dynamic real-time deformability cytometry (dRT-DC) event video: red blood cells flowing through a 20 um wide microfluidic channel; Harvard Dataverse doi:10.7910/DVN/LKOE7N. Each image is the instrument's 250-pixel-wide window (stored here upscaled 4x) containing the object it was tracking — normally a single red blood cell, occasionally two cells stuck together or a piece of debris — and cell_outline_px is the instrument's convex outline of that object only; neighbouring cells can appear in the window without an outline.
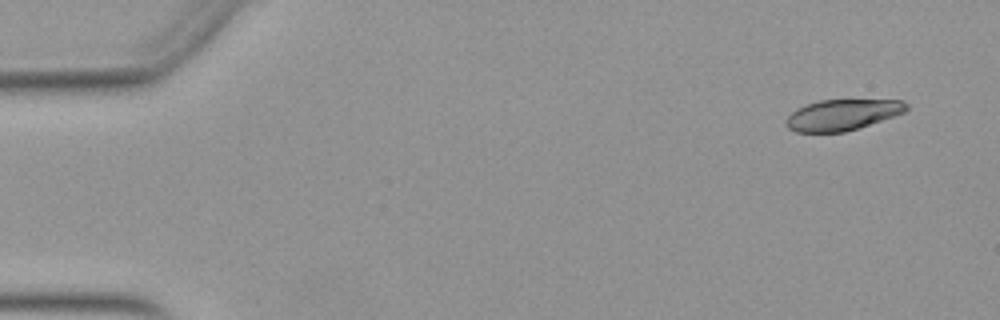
{"species": "Egyptian fruit bat (a non-hibernating species)", "species_latin": "Rousettus aegyptiacus", "temperature_condition": "warm", "stored_images_in_passage": 51, "segment_of_instrument_passage": [1, 2], "camera_frame_rate_fps": 3000, "um_per_image_px": 0.085, "animal": {"sex": "female"}, "frame": {"image": 1, "passage_image": 1, "time_ms": 0.0, "image_size_px": [1000, 320], "cell_outline_px": [[908, 108], [904, 112], [844, 132], [796, 132], [788, 128], [784, 124], [784, 120], [796, 108], [804, 104], [820, 100], [904, 100], [908, 104]], "centroid_in_image_um": [71.53, 9.75], "position_along_channel_um": 13.5, "area_um2": 21.56}}
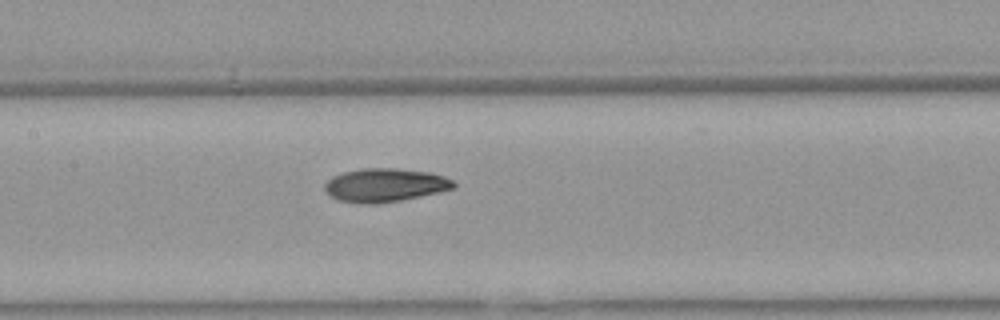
{"frame": {"image": 2, "passage_image": 23, "time_ms": 7.333, "image_size_px": [1000, 320], "cell_outline_px": [[456, 188], [440, 192], [400, 200], [376, 204], [356, 204], [336, 200], [324, 192], [324, 184], [332, 176], [344, 172], [360, 168], [396, 168], [428, 172], [444, 176], [452, 180], [456, 184]], "centroid_in_image_um": [32.68, 15.74], "position_along_channel_um": 174.7, "area_um2": 25.49}}
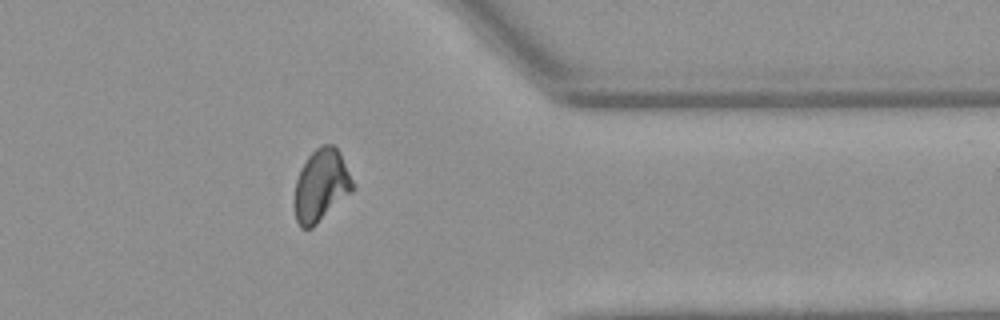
{"frame": {"image": 3, "passage_image": 40, "time_ms": 13.0, "image_size_px": [1000, 320], "cell_outline_px": [[356, 188], [352, 192], [312, 228], [300, 228], [296, 220], [296, 180], [308, 156], [320, 144], [332, 144], [340, 152], [356, 184]], "centroid_in_image_um": [27.35, 15.75], "position_along_channel_um": 384.0, "area_um2": 24.39}}